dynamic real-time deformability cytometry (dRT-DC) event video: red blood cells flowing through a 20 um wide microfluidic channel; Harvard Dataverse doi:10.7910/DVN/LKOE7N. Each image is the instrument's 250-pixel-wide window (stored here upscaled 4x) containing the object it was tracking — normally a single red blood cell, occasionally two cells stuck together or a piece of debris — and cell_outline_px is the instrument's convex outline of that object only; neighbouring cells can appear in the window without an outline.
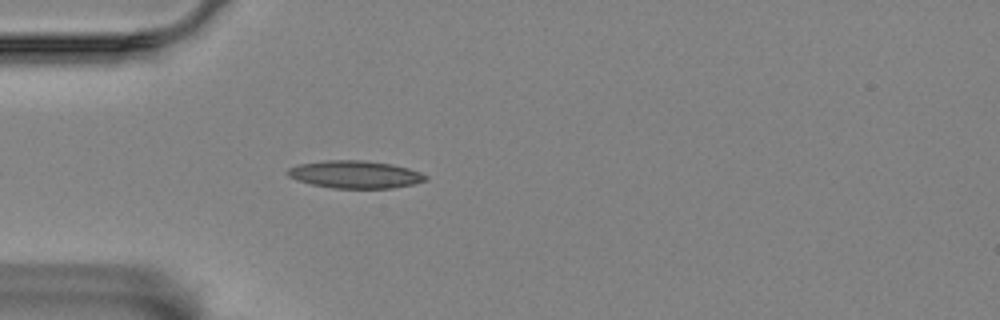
{"species": "Egyptian fruit bat (a non-hibernating species)", "species_latin": "Rousettus aegyptiacus", "temperature_condition": "room temperature", "stored_images_in_passage": 44, "camera_frame_rate_fps": 3000, "um_per_image_px": 0.085, "animal": {"sex": "female"}, "frame": {"image": 1, "passage_image": 5, "time_ms": 1.333, "image_size_px": [1000, 320], "cell_outline_px": [[428, 180], [412, 184], [392, 188], [332, 188], [312, 184], [296, 180], [288, 176], [284, 172], [288, 168], [296, 164], [328, 160], [364, 160], [392, 164], [408, 168], [420, 172], [428, 176]], "centroid_in_image_um": [30.15, 14.82], "position_along_channel_um": 54.8, "area_um2": 22.31}}
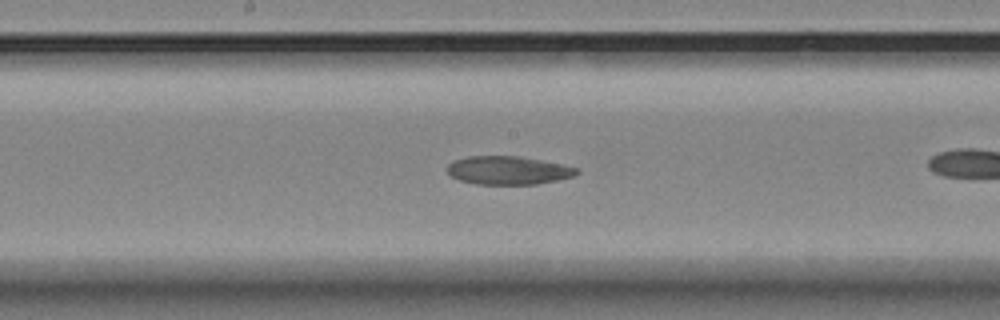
{"frame": {"image": 2, "passage_image": 15, "time_ms": 4.667, "image_size_px": [1000, 320], "cell_outline_px": [[580, 172], [572, 176], [556, 180], [536, 184], [476, 184], [460, 180], [452, 176], [448, 172], [448, 164], [452, 160], [468, 156], [520, 156], [580, 168]], "centroid_in_image_um": [43.18, 14.47], "position_along_channel_um": 205.0, "area_um2": 21.27}}
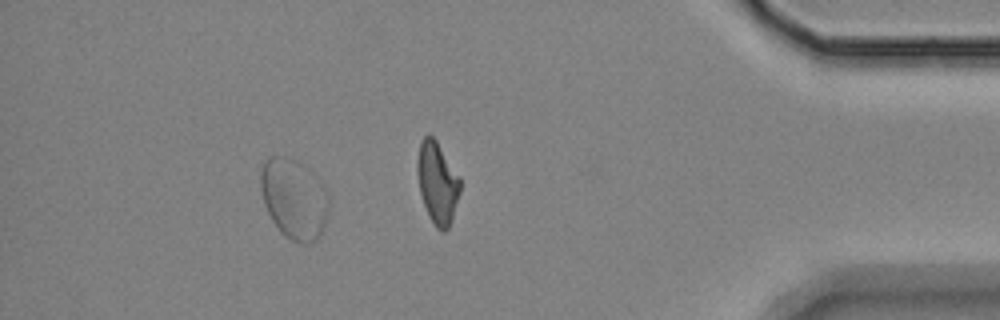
{"frame": {"image": 3, "passage_image": 38, "time_ms": 12.333, "image_size_px": [1000, 320], "cell_outline_px": [[328, 212], [324, 224], [316, 240], [308, 244], [300, 244], [284, 236], [272, 220], [264, 204], [260, 188], [260, 168], [264, 160], [272, 156], [288, 156], [300, 164], [328, 196]], "centroid_in_image_um": [24.91, 16.93], "position_along_channel_um": 410.3, "area_um2": 31.04}, "authors_computed_cell_mechanics": {"area_um2": 22.4842, "velocity_mm_per_s": 3.3795, "shape_relaxation_time_tau1_ms": null, "shape_relaxation_time_tau2_ms": 2.8116, "deformation_change_tau1": null, "deformation_change_tau2": 0.0656}}